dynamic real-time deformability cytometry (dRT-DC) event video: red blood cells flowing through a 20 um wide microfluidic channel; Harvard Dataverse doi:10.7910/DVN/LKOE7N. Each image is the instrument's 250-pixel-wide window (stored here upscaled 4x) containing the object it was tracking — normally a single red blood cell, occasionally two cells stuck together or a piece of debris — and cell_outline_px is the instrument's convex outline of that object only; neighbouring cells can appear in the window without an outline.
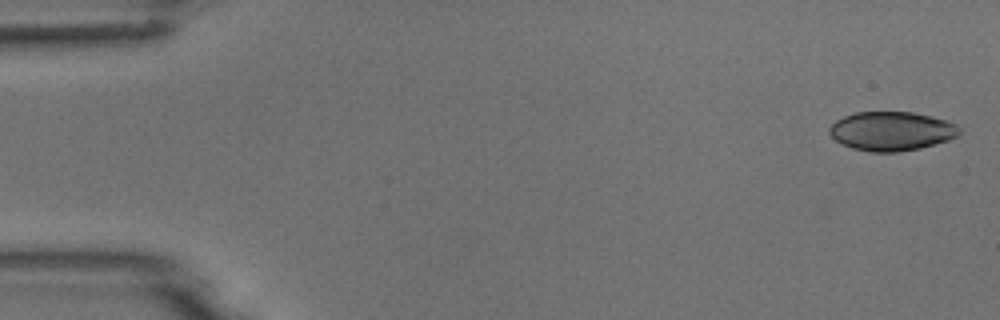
{"species": "common noctule bat (a hibernating species)", "species_latin": "Nyctalus noctula", "temperature_condition": "room temperature", "stored_images_in_passage": 50, "camera_frame_rate_fps": 3000, "um_per_image_px": 0.085, "animal": {"sex": "male", "body_mass_g": 18.8}, "frame": {"image": 1, "passage_image": 1, "time_ms": 0.0, "image_size_px": [1000, 320], "cell_outline_px": [[960, 132], [956, 136], [948, 140], [920, 148], [896, 152], [872, 152], [852, 148], [836, 140], [828, 132], [828, 128], [836, 120], [844, 116], [856, 112], [912, 112], [944, 120], [956, 124], [960, 128]], "centroid_in_image_um": [75.76, 11.14], "position_along_channel_um": 9.2, "area_um2": 29.3}}
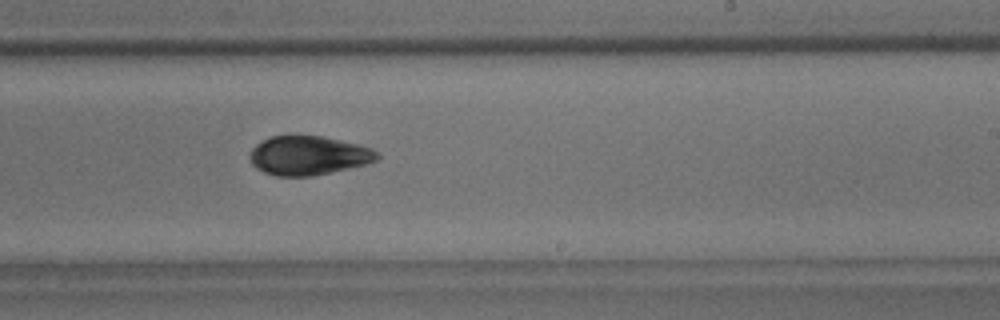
{"frame": {"image": 2, "passage_image": 30, "time_ms": 9.667, "image_size_px": [1000, 320], "cell_outline_px": [[380, 156], [376, 160], [368, 164], [312, 176], [276, 176], [264, 172], [256, 168], [252, 164], [248, 156], [252, 148], [260, 140], [272, 136], [324, 136], [360, 144], [372, 148], [380, 152]], "centroid_in_image_um": [26.23, 13.21], "position_along_channel_um": 262.8, "area_um2": 29.3}}
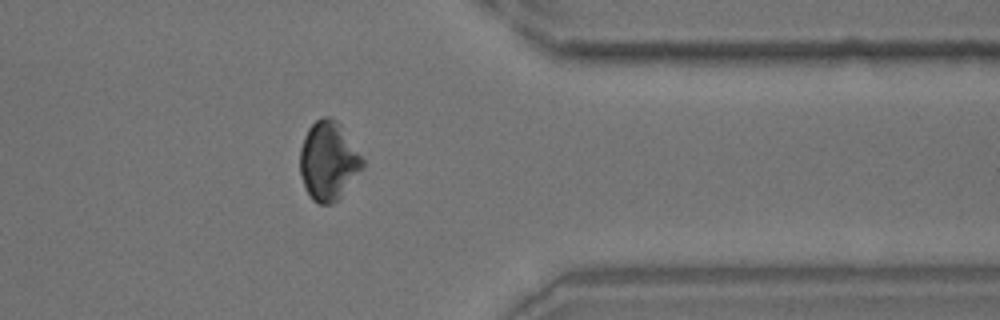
{"frame": {"image": 3, "passage_image": 40, "time_ms": 13.0, "image_size_px": [1000, 320], "cell_outline_px": [[364, 164], [340, 196], [332, 204], [320, 204], [312, 200], [308, 196], [300, 172], [300, 148], [304, 136], [308, 128], [316, 120], [324, 116], [328, 116], [336, 120], [340, 124], [364, 160]], "centroid_in_image_um": [27.88, 13.66], "position_along_channel_um": 383.5, "area_um2": 28.26}}